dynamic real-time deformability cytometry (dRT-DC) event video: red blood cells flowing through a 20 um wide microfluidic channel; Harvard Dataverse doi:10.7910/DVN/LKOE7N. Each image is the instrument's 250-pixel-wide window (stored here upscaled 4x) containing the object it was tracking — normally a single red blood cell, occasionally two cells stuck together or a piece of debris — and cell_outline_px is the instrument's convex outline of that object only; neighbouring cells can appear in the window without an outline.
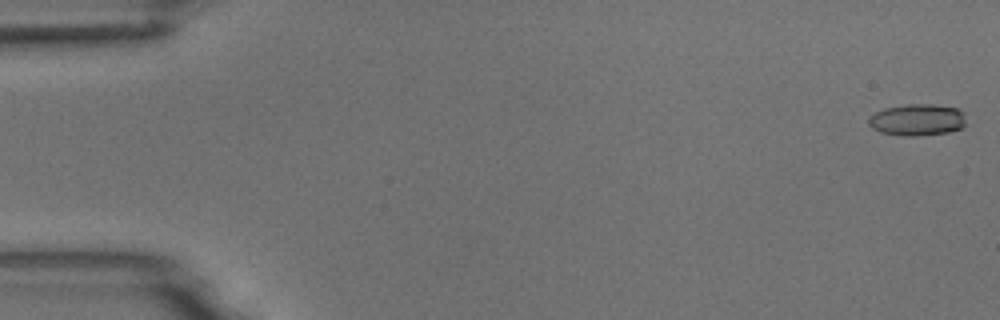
{"species": "common noctule bat (a hibernating species)", "species_latin": "Nyctalus noctula", "temperature_condition": "room temperature", "stored_images_in_passage": 55, "camera_frame_rate_fps": 3000, "um_per_image_px": 0.085, "animal": {"sex": "male", "body_mass_g": 18.8}, "frame": {"image": 1, "passage_image": 1, "time_ms": 0.0, "image_size_px": [1000, 320], "cell_outline_px": [[964, 128], [948, 132], [916, 136], [900, 136], [880, 132], [872, 128], [868, 124], [868, 120], [876, 112], [884, 108], [908, 104], [932, 104], [956, 108], [964, 112]], "centroid_in_image_um": [77.97, 10.19], "position_along_channel_um": 7.0, "area_um2": 18.03}}
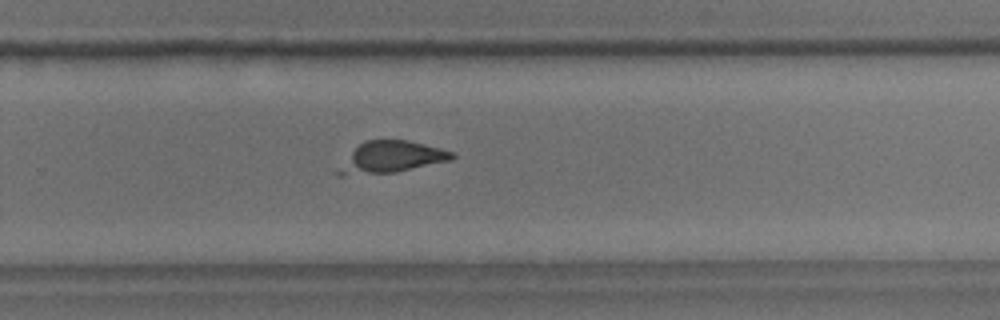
{"frame": {"image": 2, "passage_image": 36, "time_ms": 11.667, "image_size_px": [1000, 320], "cell_outline_px": [[456, 156], [452, 160], [396, 172], [344, 176], [340, 176], [336, 172], [352, 152], [364, 140], [408, 140], [440, 148], [452, 152]], "centroid_in_image_um": [33.28, 13.37], "position_along_channel_um": 296.5, "area_um2": 20.58}}
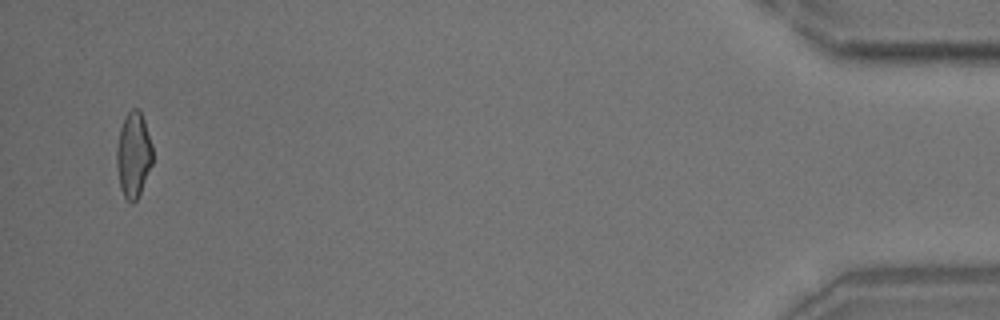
{"frame": {"image": 3, "passage_image": 53, "time_ms": 17.333, "image_size_px": [1000, 320], "cell_outline_px": [[152, 164], [140, 192], [136, 200], [132, 204], [124, 196], [120, 188], [116, 164], [116, 148], [120, 128], [124, 116], [132, 108], [140, 108], [152, 144]], "centroid_in_image_um": [11.33, 13.12], "position_along_channel_um": 423.9, "area_um2": 17.98}}